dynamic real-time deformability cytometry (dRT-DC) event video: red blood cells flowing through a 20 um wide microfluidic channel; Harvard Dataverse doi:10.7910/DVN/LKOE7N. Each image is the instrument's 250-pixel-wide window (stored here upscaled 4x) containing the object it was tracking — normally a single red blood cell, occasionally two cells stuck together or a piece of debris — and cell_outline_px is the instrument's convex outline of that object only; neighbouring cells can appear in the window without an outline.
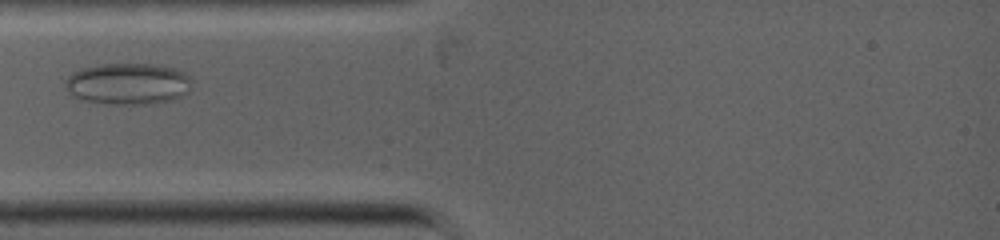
{"species": "common noctule bat (a hibernating species)", "species_latin": "Nyctalus noctula", "temperature_condition": "warm", "stored_images_in_passage": 4, "camera_frame_rate_fps": 5000, "um_per_image_px": 0.085, "animal": {"sex": "female", "body_mass_g": 19.0, "forearm_length_mm": 53.3}, "frame": {"image": 1, "passage_image": 3, "time_ms": 0.8, "image_size_px": [1000, 240], "cell_outline_px": [[192, 76], [188, 92], [172, 100], [144, 104], [104, 104], [80, 100], [72, 96], [64, 88], [64, 80], [72, 72], [84, 68], [100, 64], [160, 64], [176, 68]], "centroid_in_image_um": [10.85, 7.12], "position_along_channel_um": 74.2, "area_um2": 31.1}}